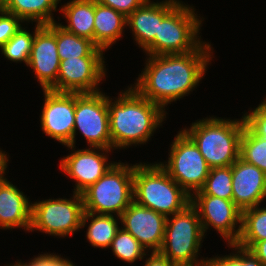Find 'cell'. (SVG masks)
Listing matches in <instances>:
<instances>
[{"label":"cell","instance_id":"obj_12","mask_svg":"<svg viewBox=\"0 0 266 266\" xmlns=\"http://www.w3.org/2000/svg\"><path fill=\"white\" fill-rule=\"evenodd\" d=\"M191 204L197 209L204 234L211 226L227 240L228 245L237 242L241 232L242 211L233 200L212 195H191Z\"/></svg>","mask_w":266,"mask_h":266},{"label":"cell","instance_id":"obj_4","mask_svg":"<svg viewBox=\"0 0 266 266\" xmlns=\"http://www.w3.org/2000/svg\"><path fill=\"white\" fill-rule=\"evenodd\" d=\"M133 198L136 203L166 217L182 211L191 203L180 185L159 165L135 164Z\"/></svg>","mask_w":266,"mask_h":266},{"label":"cell","instance_id":"obj_35","mask_svg":"<svg viewBox=\"0 0 266 266\" xmlns=\"http://www.w3.org/2000/svg\"><path fill=\"white\" fill-rule=\"evenodd\" d=\"M144 266H176L167 257L159 252H151L150 257L146 260Z\"/></svg>","mask_w":266,"mask_h":266},{"label":"cell","instance_id":"obj_31","mask_svg":"<svg viewBox=\"0 0 266 266\" xmlns=\"http://www.w3.org/2000/svg\"><path fill=\"white\" fill-rule=\"evenodd\" d=\"M245 125L256 135L266 140V103L263 101L253 111L243 116Z\"/></svg>","mask_w":266,"mask_h":266},{"label":"cell","instance_id":"obj_14","mask_svg":"<svg viewBox=\"0 0 266 266\" xmlns=\"http://www.w3.org/2000/svg\"><path fill=\"white\" fill-rule=\"evenodd\" d=\"M60 59L56 43V22L36 24L28 65L35 72L42 90H49L57 81Z\"/></svg>","mask_w":266,"mask_h":266},{"label":"cell","instance_id":"obj_20","mask_svg":"<svg viewBox=\"0 0 266 266\" xmlns=\"http://www.w3.org/2000/svg\"><path fill=\"white\" fill-rule=\"evenodd\" d=\"M127 18L111 7L94 0V43L101 50H107L122 37Z\"/></svg>","mask_w":266,"mask_h":266},{"label":"cell","instance_id":"obj_39","mask_svg":"<svg viewBox=\"0 0 266 266\" xmlns=\"http://www.w3.org/2000/svg\"><path fill=\"white\" fill-rule=\"evenodd\" d=\"M6 168L0 173V182L5 178L4 174H5Z\"/></svg>","mask_w":266,"mask_h":266},{"label":"cell","instance_id":"obj_27","mask_svg":"<svg viewBox=\"0 0 266 266\" xmlns=\"http://www.w3.org/2000/svg\"><path fill=\"white\" fill-rule=\"evenodd\" d=\"M240 158L266 173V140L256 136L246 125L240 140Z\"/></svg>","mask_w":266,"mask_h":266},{"label":"cell","instance_id":"obj_29","mask_svg":"<svg viewBox=\"0 0 266 266\" xmlns=\"http://www.w3.org/2000/svg\"><path fill=\"white\" fill-rule=\"evenodd\" d=\"M34 37L35 30L34 33L31 34L25 28L21 27L0 50L8 60L16 63L23 61L28 65Z\"/></svg>","mask_w":266,"mask_h":266},{"label":"cell","instance_id":"obj_33","mask_svg":"<svg viewBox=\"0 0 266 266\" xmlns=\"http://www.w3.org/2000/svg\"><path fill=\"white\" fill-rule=\"evenodd\" d=\"M98 3L111 7L126 18L136 9L140 8L147 0H96Z\"/></svg>","mask_w":266,"mask_h":266},{"label":"cell","instance_id":"obj_10","mask_svg":"<svg viewBox=\"0 0 266 266\" xmlns=\"http://www.w3.org/2000/svg\"><path fill=\"white\" fill-rule=\"evenodd\" d=\"M87 140L89 147L113 149L109 132V110L107 96L102 91L96 93H75V116L73 147L75 149L76 130Z\"/></svg>","mask_w":266,"mask_h":266},{"label":"cell","instance_id":"obj_1","mask_svg":"<svg viewBox=\"0 0 266 266\" xmlns=\"http://www.w3.org/2000/svg\"><path fill=\"white\" fill-rule=\"evenodd\" d=\"M211 51V44L203 42L188 53L149 56L134 88L165 109L197 86L212 60Z\"/></svg>","mask_w":266,"mask_h":266},{"label":"cell","instance_id":"obj_37","mask_svg":"<svg viewBox=\"0 0 266 266\" xmlns=\"http://www.w3.org/2000/svg\"><path fill=\"white\" fill-rule=\"evenodd\" d=\"M7 154L5 152H2L0 150V173L7 168V162L9 161L8 157L6 156Z\"/></svg>","mask_w":266,"mask_h":266},{"label":"cell","instance_id":"obj_25","mask_svg":"<svg viewBox=\"0 0 266 266\" xmlns=\"http://www.w3.org/2000/svg\"><path fill=\"white\" fill-rule=\"evenodd\" d=\"M266 239V208L255 206L242 211L241 232L235 244L250 249Z\"/></svg>","mask_w":266,"mask_h":266},{"label":"cell","instance_id":"obj_6","mask_svg":"<svg viewBox=\"0 0 266 266\" xmlns=\"http://www.w3.org/2000/svg\"><path fill=\"white\" fill-rule=\"evenodd\" d=\"M134 167L132 164L115 162L96 183L82 193L84 212L105 215L114 213L120 219L123 211L134 201Z\"/></svg>","mask_w":266,"mask_h":266},{"label":"cell","instance_id":"obj_8","mask_svg":"<svg viewBox=\"0 0 266 266\" xmlns=\"http://www.w3.org/2000/svg\"><path fill=\"white\" fill-rule=\"evenodd\" d=\"M170 147L168 162H160L159 165L191 196L203 188L210 167L183 130L176 135Z\"/></svg>","mask_w":266,"mask_h":266},{"label":"cell","instance_id":"obj_40","mask_svg":"<svg viewBox=\"0 0 266 266\" xmlns=\"http://www.w3.org/2000/svg\"><path fill=\"white\" fill-rule=\"evenodd\" d=\"M67 266H75L73 262L71 261Z\"/></svg>","mask_w":266,"mask_h":266},{"label":"cell","instance_id":"obj_32","mask_svg":"<svg viewBox=\"0 0 266 266\" xmlns=\"http://www.w3.org/2000/svg\"><path fill=\"white\" fill-rule=\"evenodd\" d=\"M21 22L24 21L14 14L0 11V48L20 30Z\"/></svg>","mask_w":266,"mask_h":266},{"label":"cell","instance_id":"obj_36","mask_svg":"<svg viewBox=\"0 0 266 266\" xmlns=\"http://www.w3.org/2000/svg\"><path fill=\"white\" fill-rule=\"evenodd\" d=\"M249 250L266 266V239L256 242Z\"/></svg>","mask_w":266,"mask_h":266},{"label":"cell","instance_id":"obj_19","mask_svg":"<svg viewBox=\"0 0 266 266\" xmlns=\"http://www.w3.org/2000/svg\"><path fill=\"white\" fill-rule=\"evenodd\" d=\"M16 186L4 178L0 182V228L19 227L30 232L32 203Z\"/></svg>","mask_w":266,"mask_h":266},{"label":"cell","instance_id":"obj_11","mask_svg":"<svg viewBox=\"0 0 266 266\" xmlns=\"http://www.w3.org/2000/svg\"><path fill=\"white\" fill-rule=\"evenodd\" d=\"M104 57H76L60 60L56 83L49 89L56 92L96 93L106 75Z\"/></svg>","mask_w":266,"mask_h":266},{"label":"cell","instance_id":"obj_2","mask_svg":"<svg viewBox=\"0 0 266 266\" xmlns=\"http://www.w3.org/2000/svg\"><path fill=\"white\" fill-rule=\"evenodd\" d=\"M109 132L113 149L143 144L166 117L165 109L143 97L132 85L116 100L107 96Z\"/></svg>","mask_w":266,"mask_h":266},{"label":"cell","instance_id":"obj_34","mask_svg":"<svg viewBox=\"0 0 266 266\" xmlns=\"http://www.w3.org/2000/svg\"><path fill=\"white\" fill-rule=\"evenodd\" d=\"M71 261L56 254H40L28 263L16 262V266H67Z\"/></svg>","mask_w":266,"mask_h":266},{"label":"cell","instance_id":"obj_16","mask_svg":"<svg viewBox=\"0 0 266 266\" xmlns=\"http://www.w3.org/2000/svg\"><path fill=\"white\" fill-rule=\"evenodd\" d=\"M99 151L108 153L111 150L92 147L78 149L61 159V170L76 182L74 193L82 194L114 165L115 162L108 164V155Z\"/></svg>","mask_w":266,"mask_h":266},{"label":"cell","instance_id":"obj_15","mask_svg":"<svg viewBox=\"0 0 266 266\" xmlns=\"http://www.w3.org/2000/svg\"><path fill=\"white\" fill-rule=\"evenodd\" d=\"M167 217L133 201L120 215L123 229L129 232L145 250L158 252L164 239ZM148 248V249H147Z\"/></svg>","mask_w":266,"mask_h":266},{"label":"cell","instance_id":"obj_5","mask_svg":"<svg viewBox=\"0 0 266 266\" xmlns=\"http://www.w3.org/2000/svg\"><path fill=\"white\" fill-rule=\"evenodd\" d=\"M169 218L166 219L163 244L158 252L176 266H204L205 258L197 259L204 238L197 209L190 203Z\"/></svg>","mask_w":266,"mask_h":266},{"label":"cell","instance_id":"obj_7","mask_svg":"<svg viewBox=\"0 0 266 266\" xmlns=\"http://www.w3.org/2000/svg\"><path fill=\"white\" fill-rule=\"evenodd\" d=\"M194 11L181 1L159 24L155 40L144 50L147 56L195 51L203 43L198 38L203 20Z\"/></svg>","mask_w":266,"mask_h":266},{"label":"cell","instance_id":"obj_28","mask_svg":"<svg viewBox=\"0 0 266 266\" xmlns=\"http://www.w3.org/2000/svg\"><path fill=\"white\" fill-rule=\"evenodd\" d=\"M110 247L115 257L127 263H134L137 259L142 260L143 256L147 255L140 242L122 227L117 231Z\"/></svg>","mask_w":266,"mask_h":266},{"label":"cell","instance_id":"obj_22","mask_svg":"<svg viewBox=\"0 0 266 266\" xmlns=\"http://www.w3.org/2000/svg\"><path fill=\"white\" fill-rule=\"evenodd\" d=\"M61 0H6L4 11L14 14L23 21L41 25L55 23L53 11Z\"/></svg>","mask_w":266,"mask_h":266},{"label":"cell","instance_id":"obj_24","mask_svg":"<svg viewBox=\"0 0 266 266\" xmlns=\"http://www.w3.org/2000/svg\"><path fill=\"white\" fill-rule=\"evenodd\" d=\"M56 43L60 60L76 57H104L103 50L94 42L67 32L59 23H56Z\"/></svg>","mask_w":266,"mask_h":266},{"label":"cell","instance_id":"obj_17","mask_svg":"<svg viewBox=\"0 0 266 266\" xmlns=\"http://www.w3.org/2000/svg\"><path fill=\"white\" fill-rule=\"evenodd\" d=\"M232 200L244 211L266 198V173L240 157L232 164Z\"/></svg>","mask_w":266,"mask_h":266},{"label":"cell","instance_id":"obj_3","mask_svg":"<svg viewBox=\"0 0 266 266\" xmlns=\"http://www.w3.org/2000/svg\"><path fill=\"white\" fill-rule=\"evenodd\" d=\"M245 122L203 118L183 131L197 145L210 168L231 166L240 157V140Z\"/></svg>","mask_w":266,"mask_h":266},{"label":"cell","instance_id":"obj_26","mask_svg":"<svg viewBox=\"0 0 266 266\" xmlns=\"http://www.w3.org/2000/svg\"><path fill=\"white\" fill-rule=\"evenodd\" d=\"M192 195H212L232 200V165L210 168L203 188Z\"/></svg>","mask_w":266,"mask_h":266},{"label":"cell","instance_id":"obj_21","mask_svg":"<svg viewBox=\"0 0 266 266\" xmlns=\"http://www.w3.org/2000/svg\"><path fill=\"white\" fill-rule=\"evenodd\" d=\"M60 11L68 23L59 24L64 30L94 42V0H72Z\"/></svg>","mask_w":266,"mask_h":266},{"label":"cell","instance_id":"obj_30","mask_svg":"<svg viewBox=\"0 0 266 266\" xmlns=\"http://www.w3.org/2000/svg\"><path fill=\"white\" fill-rule=\"evenodd\" d=\"M237 250L236 254L225 255L224 257L208 258L204 266H263L261 261L249 249L240 247L237 244H229Z\"/></svg>","mask_w":266,"mask_h":266},{"label":"cell","instance_id":"obj_13","mask_svg":"<svg viewBox=\"0 0 266 266\" xmlns=\"http://www.w3.org/2000/svg\"><path fill=\"white\" fill-rule=\"evenodd\" d=\"M44 106L40 123L44 133L73 147L75 93L43 90Z\"/></svg>","mask_w":266,"mask_h":266},{"label":"cell","instance_id":"obj_9","mask_svg":"<svg viewBox=\"0 0 266 266\" xmlns=\"http://www.w3.org/2000/svg\"><path fill=\"white\" fill-rule=\"evenodd\" d=\"M71 199H47L33 203L30 231L65 237L81 229L84 213L82 194L73 192Z\"/></svg>","mask_w":266,"mask_h":266},{"label":"cell","instance_id":"obj_18","mask_svg":"<svg viewBox=\"0 0 266 266\" xmlns=\"http://www.w3.org/2000/svg\"><path fill=\"white\" fill-rule=\"evenodd\" d=\"M180 3L178 0L151 2L147 0L127 17V26L132 29L136 43L145 50L158 34L161 21Z\"/></svg>","mask_w":266,"mask_h":266},{"label":"cell","instance_id":"obj_38","mask_svg":"<svg viewBox=\"0 0 266 266\" xmlns=\"http://www.w3.org/2000/svg\"><path fill=\"white\" fill-rule=\"evenodd\" d=\"M6 0H0V11H4Z\"/></svg>","mask_w":266,"mask_h":266},{"label":"cell","instance_id":"obj_23","mask_svg":"<svg viewBox=\"0 0 266 266\" xmlns=\"http://www.w3.org/2000/svg\"><path fill=\"white\" fill-rule=\"evenodd\" d=\"M89 219L91 222L86 232V238L90 244L93 247L109 248L117 231L120 229L115 216L84 212L81 227L84 228Z\"/></svg>","mask_w":266,"mask_h":266}]
</instances>
